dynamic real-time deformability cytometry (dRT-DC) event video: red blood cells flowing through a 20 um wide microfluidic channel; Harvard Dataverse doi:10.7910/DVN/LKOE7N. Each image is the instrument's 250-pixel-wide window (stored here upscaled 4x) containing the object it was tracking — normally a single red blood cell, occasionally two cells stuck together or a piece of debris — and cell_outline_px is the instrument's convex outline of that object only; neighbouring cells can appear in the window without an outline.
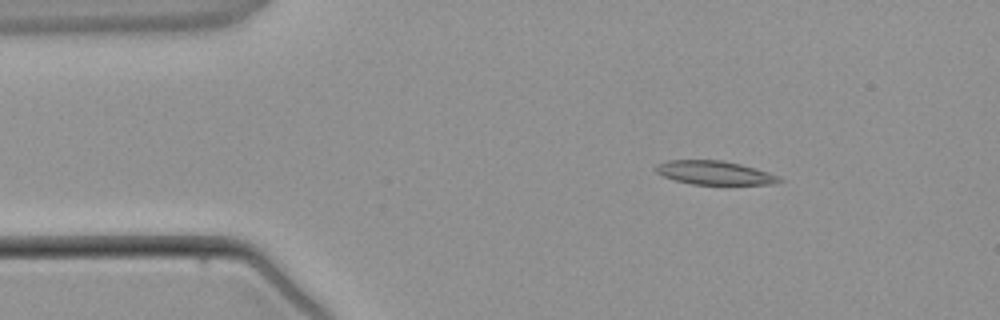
{"species": "common noctule bat (a hibernating species)", "species_latin": "Nyctalus noctula", "temperature_condition": "warm", "stored_images_in_passage": 4, "camera_frame_rate_fps": 3000, "um_per_image_px": 0.085, "animal": {"sex": "male", "body_mass_g": 21.5, "forearm_length_mm": 52.0}, "frame": {"image": 1, "passage_image": 1, "time_ms": 0.0, "image_size_px": [1000, 320], "cell_outline_px": [[784, 180], [772, 184], [692, 184], [676, 180], [664, 176], [656, 172], [656, 164], [668, 160], [724, 160], [756, 168], [780, 176]], "centroid_in_image_um": [60.76, 14.68], "position_along_channel_um": 24.2, "area_um2": 16.99}}
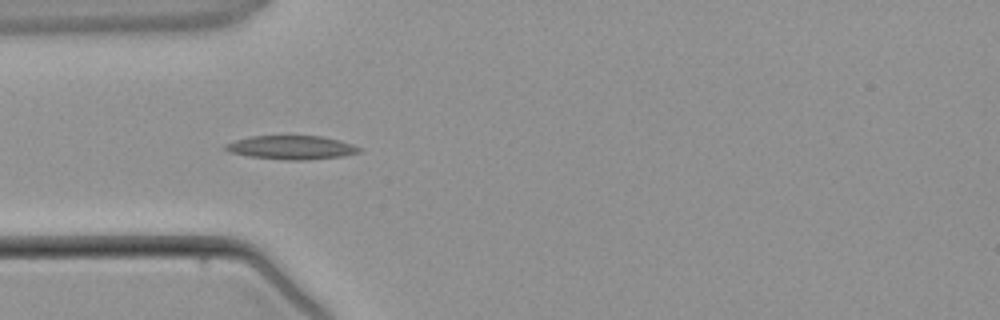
{"frame": {"image": 2, "passage_image": 3, "time_ms": 2.0, "image_size_px": [1000, 320], "cell_outline_px": [[360, 152], [344, 156], [304, 160], [284, 160], [248, 156], [228, 152], [224, 148], [224, 144], [236, 140], [252, 136], [324, 136], [340, 140], [352, 144], [360, 148]], "centroid_in_image_um": [24.76, 12.54], "position_along_channel_um": 60.2, "area_um2": 18.55}}
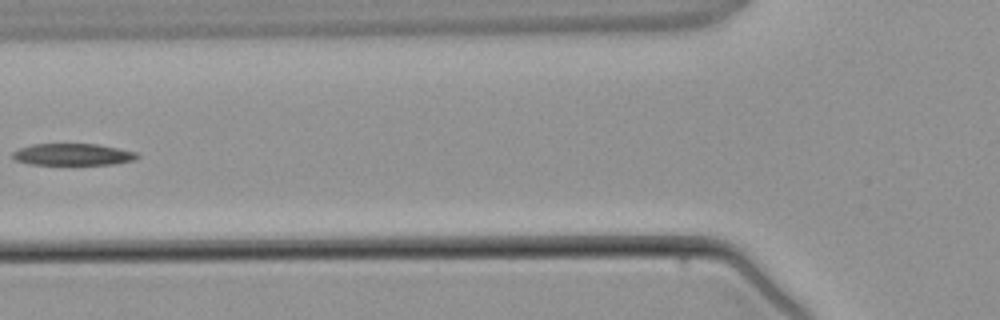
{"frame": {"image": 3, "passage_image": 4, "time_ms": 3.333, "image_size_px": [1000, 320], "cell_outline_px": [[140, 156], [136, 160], [116, 164], [28, 164], [16, 160], [12, 156], [12, 152], [20, 148], [32, 144], [96, 144], [136, 152]], "centroid_in_image_um": [6.2, 13.13], "position_along_channel_um": 119.6, "area_um2": 15.72}}